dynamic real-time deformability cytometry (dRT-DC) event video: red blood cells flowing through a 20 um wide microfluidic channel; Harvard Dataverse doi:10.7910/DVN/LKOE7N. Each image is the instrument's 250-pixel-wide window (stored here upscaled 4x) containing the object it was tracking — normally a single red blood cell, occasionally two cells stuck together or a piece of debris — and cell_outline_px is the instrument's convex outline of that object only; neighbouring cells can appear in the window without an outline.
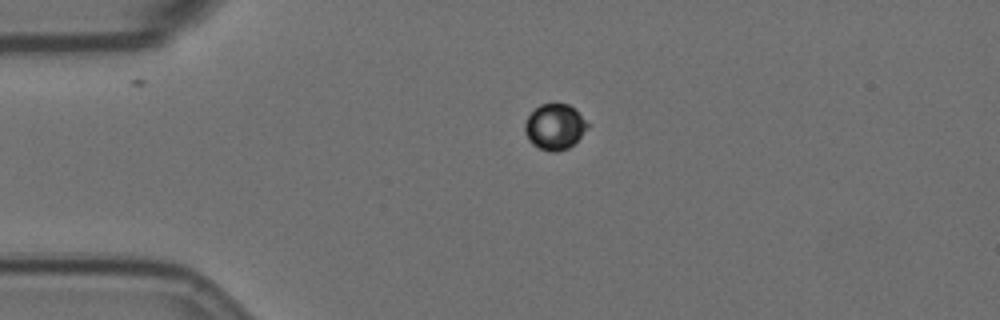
{"species": "Egyptian fruit bat (a non-hibernating species)", "species_latin": "Rousettus aegyptiacus", "temperature_condition": "room temperature", "stored_images_in_passage": 44, "camera_frame_rate_fps": 3000, "um_per_image_px": 0.085, "animal": {"sex": "female"}, "frame": {"image": 1, "passage_image": 1, "time_ms": 0.0, "image_size_px": [1000, 320], "cell_outline_px": [[588, 128], [568, 148], [556, 152], [548, 152], [532, 144], [528, 140], [524, 132], [524, 124], [528, 116], [540, 104], [568, 104], [588, 124]], "centroid_in_image_um": [47.1, 10.8], "position_along_channel_um": 37.9, "area_um2": 16.36}}
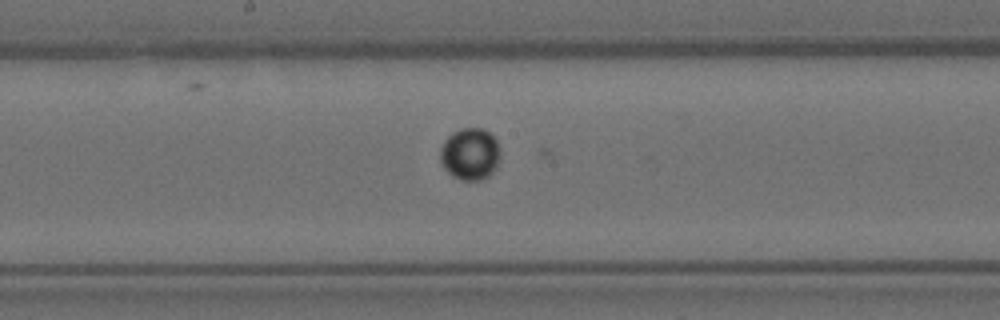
{"frame": {"image": 2, "passage_image": 18, "time_ms": 5.667, "image_size_px": [1000, 320], "cell_outline_px": [[500, 160], [496, 168], [488, 176], [480, 180], [460, 180], [452, 176], [444, 168], [440, 160], [440, 148], [444, 140], [452, 132], [460, 128], [484, 128], [496, 140], [500, 148]], "centroid_in_image_um": [39.95, 13.08], "position_along_channel_um": 208.2, "area_um2": 18.44}}
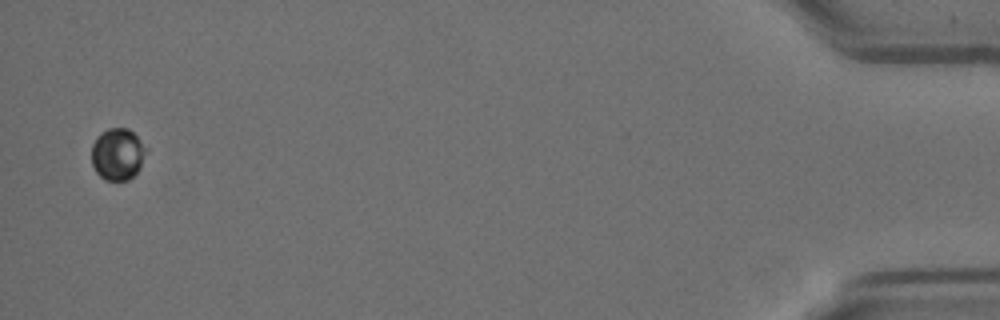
{"frame": {"image": 3, "passage_image": 44, "time_ms": 14.333, "image_size_px": [1000, 320], "cell_outline_px": [[148, 148], [140, 168], [128, 180], [104, 180], [96, 172], [92, 164], [92, 144], [96, 136], [100, 132], [108, 128], [128, 128]], "centroid_in_image_um": [9.99, 13.09], "position_along_channel_um": 425.2, "area_um2": 16.59}}